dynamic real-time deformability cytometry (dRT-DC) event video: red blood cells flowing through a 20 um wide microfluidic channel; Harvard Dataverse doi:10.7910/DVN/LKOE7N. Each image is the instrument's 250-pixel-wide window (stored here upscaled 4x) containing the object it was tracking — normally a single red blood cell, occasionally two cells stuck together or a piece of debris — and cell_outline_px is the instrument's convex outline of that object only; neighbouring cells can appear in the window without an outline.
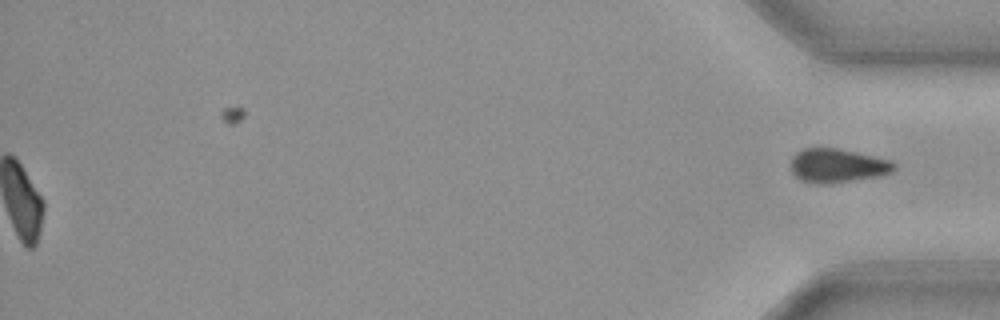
{"species": "common noctule bat (a hibernating species)", "species_latin": "Nyctalus noctula", "temperature_condition": "cold", "stored_images_in_passage": 42, "segment_of_instrument_passage": [2, 2], "camera_frame_rate_fps": 3000, "um_per_image_px": 0.085, "animal": {"sex": "female", "body_mass_g": 19.3, "forearm_length_mm": 54.1}, "frame": {"image": 1, "passage_image": 42, "time_ms": 13.667, "image_size_px": [1000, 320], "cell_outline_px": [[896, 168], [892, 172], [880, 176], [828, 184], [812, 184], [800, 180], [792, 172], [792, 156], [796, 152], [804, 148], [836, 148], [856, 152], [892, 160], [896, 164]], "centroid_in_image_um": [71.19, 14.09], "position_along_channel_um": 364.0, "area_um2": 20.58}}